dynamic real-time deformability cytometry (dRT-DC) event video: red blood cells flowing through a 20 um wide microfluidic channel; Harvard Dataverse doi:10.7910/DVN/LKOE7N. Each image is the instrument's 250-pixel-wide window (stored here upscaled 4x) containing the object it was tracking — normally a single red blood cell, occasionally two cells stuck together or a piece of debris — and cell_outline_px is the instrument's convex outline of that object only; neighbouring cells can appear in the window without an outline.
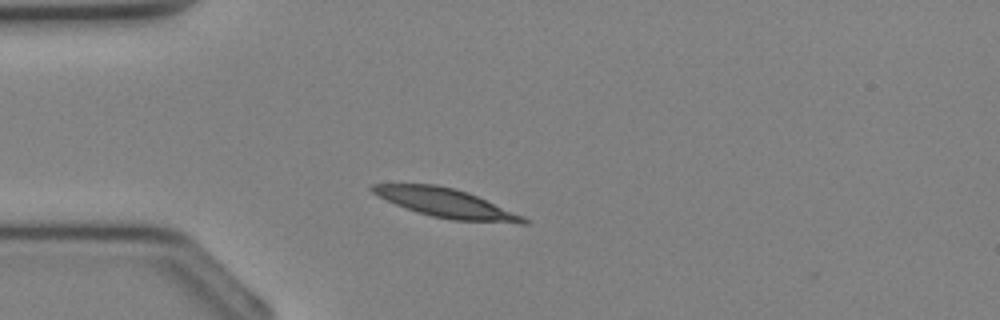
{"species": "Egyptian fruit bat (a non-hibernating species)", "species_latin": "Rousettus aegyptiacus", "temperature_condition": "cold", "stored_images_in_passage": 28, "camera_frame_rate_fps": 3000, "um_per_image_px": 0.085, "animal": {"sex": "female"}, "frame": {"image": 1, "passage_image": 1, "time_ms": 0.0, "image_size_px": [1000, 320], "cell_outline_px": [[528, 224], [520, 224], [452, 220], [432, 216], [416, 212], [396, 204], [372, 192], [368, 188], [372, 184], [436, 184], [468, 192], [524, 216], [528, 220]], "centroid_in_image_um": [37.95, 17.27], "position_along_channel_um": 47.0, "area_um2": 25.37}}
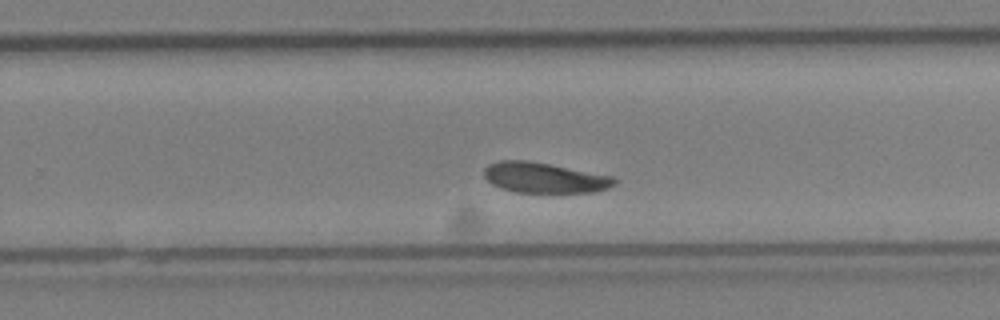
{"frame": {"image": 2, "passage_image": 15, "time_ms": 4.667, "image_size_px": [1000, 320], "cell_outline_px": [[616, 184], [608, 188], [596, 192], [516, 192], [492, 184], [484, 176], [484, 168], [488, 164], [500, 160], [524, 160], [548, 164], [612, 176], [616, 180]], "centroid_in_image_um": [46.26, 15.1], "position_along_channel_um": 283.5, "area_um2": 22.77}}
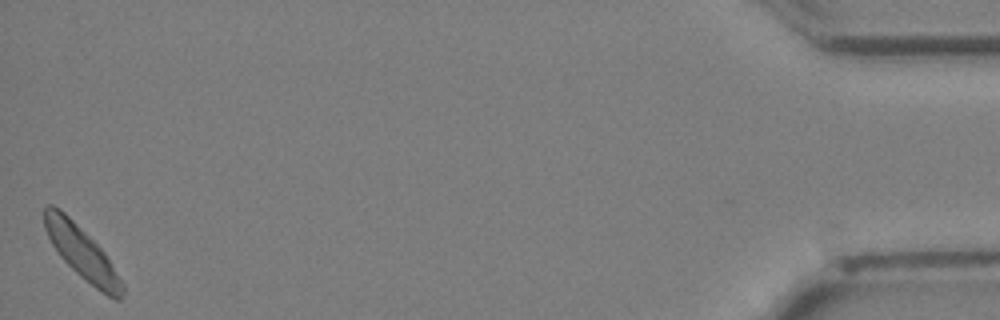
{"frame": {"image": 3, "passage_image": 28, "time_ms": 9.0, "image_size_px": [1000, 320], "cell_outline_px": [[124, 292], [120, 300], [116, 300], [108, 296], [96, 288], [80, 276], [60, 256], [52, 244], [44, 228], [44, 208], [48, 204], [52, 204], [60, 208], [104, 252], [124, 284]], "centroid_in_image_um": [6.95, 21.48], "position_along_channel_um": 428.2, "area_um2": 23.29}}